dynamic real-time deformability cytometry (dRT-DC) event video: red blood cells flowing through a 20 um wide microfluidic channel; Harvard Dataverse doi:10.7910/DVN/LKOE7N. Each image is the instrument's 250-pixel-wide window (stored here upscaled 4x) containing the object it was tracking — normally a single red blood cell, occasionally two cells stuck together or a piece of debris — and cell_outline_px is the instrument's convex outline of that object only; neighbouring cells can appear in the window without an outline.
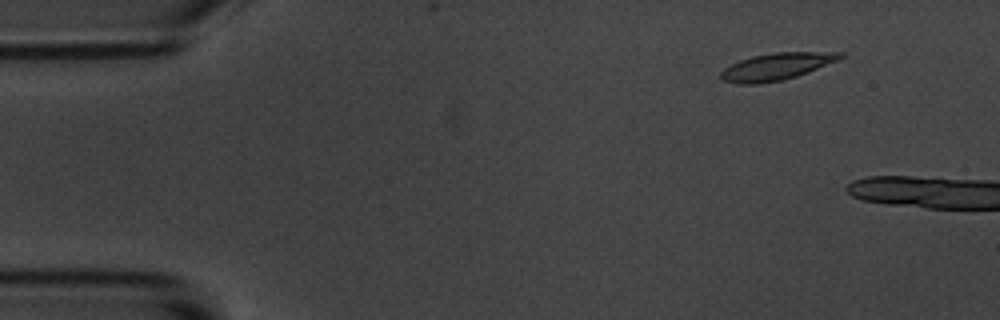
{"species": "common noctule bat (a hibernating species)", "species_latin": "Nyctalus noctula", "temperature_condition": "room temperature", "stored_images_in_passage": 4, "camera_frame_rate_fps": 3000, "um_per_image_px": 0.085, "animal": {"sex": "male", "body_mass_g": 20.1, "forearm_length_mm": 53.5}, "frame": {"image": 1, "passage_image": 2, "time_ms": 1.333, "image_size_px": [1000, 320], "cell_outline_px": [[844, 56], [840, 60], [808, 72], [796, 76], [780, 80], [756, 84], [736, 84], [720, 80], [720, 72], [724, 68], [740, 60], [752, 56], [776, 52], [844, 52]], "centroid_in_image_um": [66.0, 5.65], "position_along_channel_um": 19.0, "area_um2": 18.84}}